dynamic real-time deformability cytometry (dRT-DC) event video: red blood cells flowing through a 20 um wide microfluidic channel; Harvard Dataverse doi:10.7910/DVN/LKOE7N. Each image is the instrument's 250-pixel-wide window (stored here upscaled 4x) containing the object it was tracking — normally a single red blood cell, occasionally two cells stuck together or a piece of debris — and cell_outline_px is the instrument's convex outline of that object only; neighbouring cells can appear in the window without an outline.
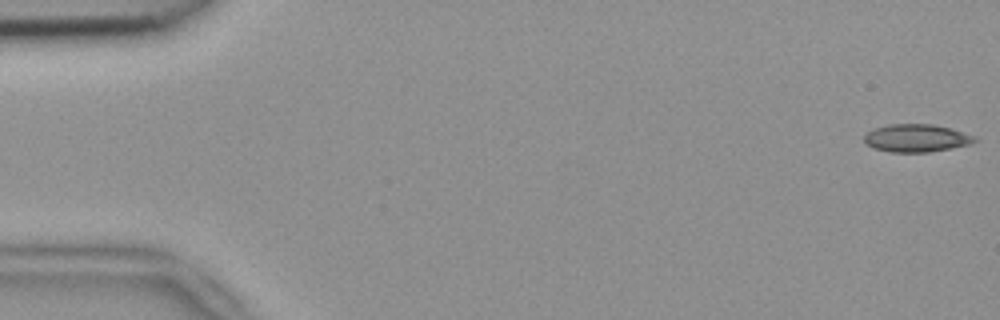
{"species": "common noctule bat (a hibernating species)", "species_latin": "Nyctalus noctula", "temperature_condition": "room temperature", "stored_images_in_passage": 53, "camera_frame_rate_fps": 3000, "um_per_image_px": 0.085, "animal": {"sex": "female", "body_mass_g": 18.4}, "frame": {"image": 1, "passage_image": 1, "time_ms": 0.0, "image_size_px": [1000, 320], "cell_outline_px": [[976, 140], [968, 144], [928, 152], [892, 152], [872, 148], [864, 140], [864, 136], [872, 128], [888, 124], [932, 124], [948, 128], [976, 136]], "centroid_in_image_um": [77.83, 11.73], "position_along_channel_um": 7.2, "area_um2": 17.63}}
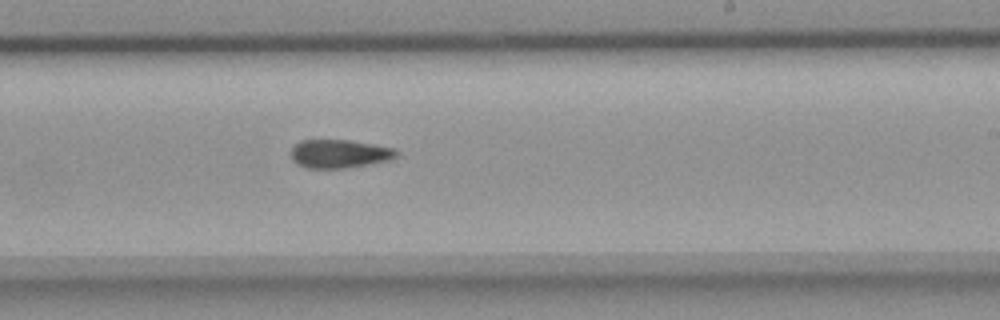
{"frame": {"image": 2, "passage_image": 32, "time_ms": 10.333, "image_size_px": [1000, 320], "cell_outline_px": [[400, 156], [392, 160], [344, 168], [304, 168], [296, 164], [292, 160], [292, 148], [300, 140], [348, 140], [396, 148], [400, 152]], "centroid_in_image_um": [28.9, 13.07], "position_along_channel_um": 260.1, "area_um2": 17.69}}
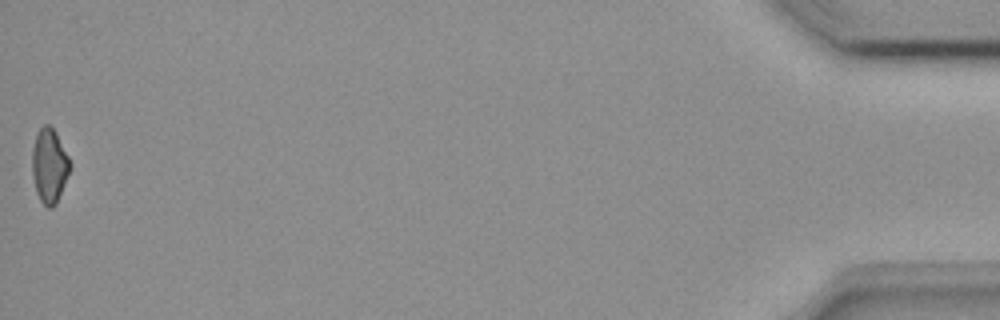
{"frame": {"image": 3, "passage_image": 53, "time_ms": 17.333, "image_size_px": [1000, 320], "cell_outline_px": [[72, 168], [56, 204], [52, 208], [48, 208], [40, 200], [36, 192], [32, 176], [32, 148], [36, 136], [40, 128], [44, 124], [48, 124], [56, 132], [72, 164]], "centroid_in_image_um": [4.21, 14.1], "position_along_channel_um": 431.0, "area_um2": 16.59}}